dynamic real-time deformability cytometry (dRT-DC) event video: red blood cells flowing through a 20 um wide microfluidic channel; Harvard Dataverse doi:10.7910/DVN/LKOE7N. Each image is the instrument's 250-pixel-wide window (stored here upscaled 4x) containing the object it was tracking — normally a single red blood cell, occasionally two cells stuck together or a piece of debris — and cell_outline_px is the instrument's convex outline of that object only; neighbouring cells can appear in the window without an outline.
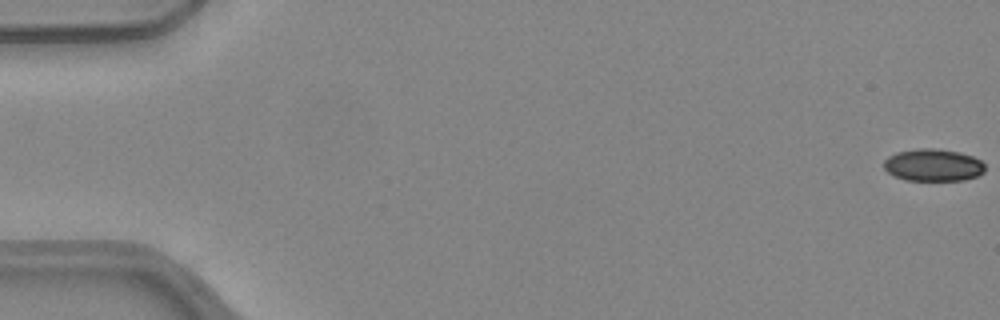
{"species": "common noctule bat (a hibernating species)", "species_latin": "Nyctalus noctula", "temperature_condition": "warm", "stored_images_in_passage": 16, "camera_frame_rate_fps": 3000, "um_per_image_px": 0.085, "animal": {"sex": "female", "body_mass_g": 24.6, "forearm_length_mm": 56.2}, "frame": {"image": 1, "passage_image": 1, "time_ms": 0.0, "image_size_px": [1000, 320], "cell_outline_px": [[984, 172], [976, 176], [964, 180], [904, 180], [888, 172], [884, 168], [884, 160], [888, 156], [896, 152], [916, 148], [932, 148], [960, 152], [972, 156], [980, 160], [984, 164]], "centroid_in_image_um": [79.3, 14.02], "position_along_channel_um": 5.7, "area_um2": 19.02}}
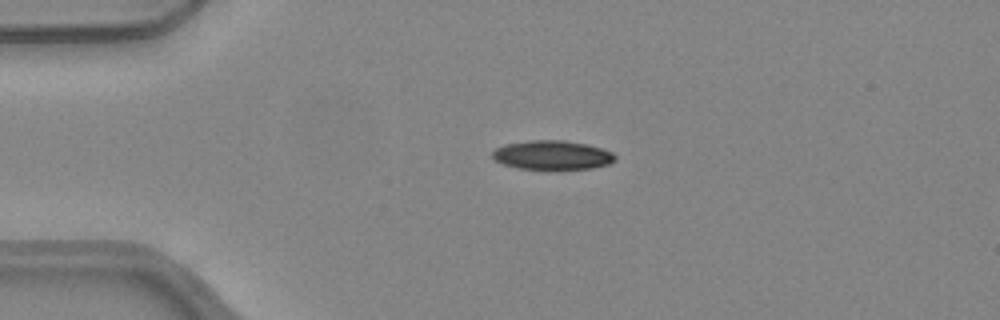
{"frame": {"image": 2, "passage_image": 13, "time_ms": 4.0, "image_size_px": [1000, 320], "cell_outline_px": [[616, 160], [608, 164], [592, 168], [516, 168], [504, 164], [496, 160], [492, 156], [492, 152], [496, 148], [504, 144], [528, 140], [564, 140], [588, 144], [604, 148], [612, 152], [616, 156]], "centroid_in_image_um": [46.96, 13.15], "position_along_channel_um": 38.0, "area_um2": 20.69}}